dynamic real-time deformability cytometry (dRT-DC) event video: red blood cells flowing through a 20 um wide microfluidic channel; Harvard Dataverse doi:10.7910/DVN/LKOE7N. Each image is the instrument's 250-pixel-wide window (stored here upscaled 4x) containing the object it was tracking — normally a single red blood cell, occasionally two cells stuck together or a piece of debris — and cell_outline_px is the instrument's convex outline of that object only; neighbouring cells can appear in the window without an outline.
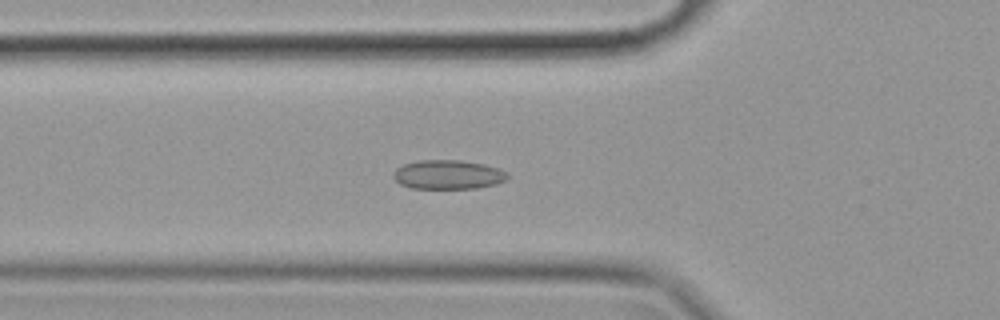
{"species": "common noctule bat (a hibernating species)", "species_latin": "Nyctalus noctula", "temperature_condition": "cold", "stored_images_in_passage": 44, "camera_frame_rate_fps": 3000, "um_per_image_px": 0.085, "animal": {"sex": "female", "body_mass_g": 19.9}, "frame": {"image": 1, "passage_image": 7, "time_ms": 2.0, "image_size_px": [1000, 320], "cell_outline_px": [[508, 180], [496, 184], [476, 188], [412, 188], [400, 184], [392, 176], [392, 172], [396, 168], [404, 164], [420, 160], [460, 160], [484, 164], [508, 172]], "centroid_in_image_um": [38.08, 14.84], "position_along_channel_um": 87.7, "area_um2": 19.42}}
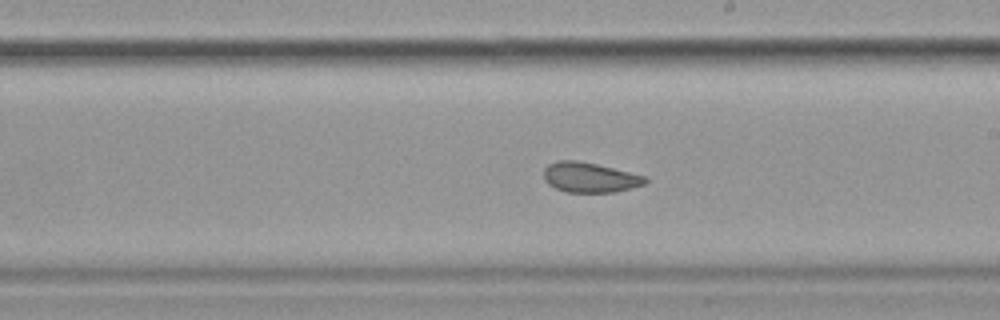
{"frame": {"image": 2, "passage_image": 20, "time_ms": 6.333, "image_size_px": [1000, 320], "cell_outline_px": [[648, 180], [644, 184], [616, 192], [564, 192], [548, 184], [544, 180], [544, 168], [548, 164], [556, 160], [576, 160], [596, 164], [648, 176]], "centroid_in_image_um": [50.12, 15.07], "position_along_channel_um": 238.9, "area_um2": 17.86}}
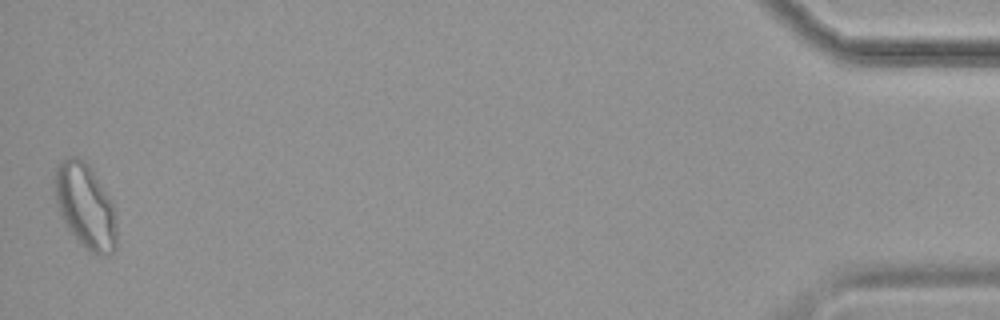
{"frame": {"image": 3, "passage_image": 44, "time_ms": 14.333, "image_size_px": [1000, 320], "cell_outline_px": [[116, 248], [112, 252], [104, 256], [100, 256], [88, 252], [80, 244], [68, 228], [56, 204], [56, 164], [60, 160], [68, 156], [76, 156], [84, 160], [92, 168], [108, 196], [112, 204], [116, 216]], "centroid_in_image_um": [7.27, 17.53], "position_along_channel_um": 427.9, "area_um2": 30.52}, "authors_computed_cell_mechanics": {"area_um2": 19.1607, "velocity_mm_per_s": 3.4893, "shape_relaxation_time_tau1_ms": 9.9696, "shape_relaxation_time_tau2_ms": 1.6619, "deformation_change_tau1": 0.1301, "deformation_change_tau2": 0.0584}}